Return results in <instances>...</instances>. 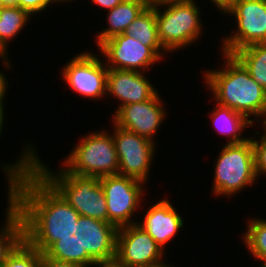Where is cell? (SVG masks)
I'll return each instance as SVG.
<instances>
[{"label": "cell", "instance_id": "6da1fadb", "mask_svg": "<svg viewBox=\"0 0 266 267\" xmlns=\"http://www.w3.org/2000/svg\"><path fill=\"white\" fill-rule=\"evenodd\" d=\"M27 143L16 162H4L0 169L9 201L21 214L24 239L44 253L77 224L80 214L33 168L37 149Z\"/></svg>", "mask_w": 266, "mask_h": 267}, {"label": "cell", "instance_id": "7a4b0ae2", "mask_svg": "<svg viewBox=\"0 0 266 267\" xmlns=\"http://www.w3.org/2000/svg\"><path fill=\"white\" fill-rule=\"evenodd\" d=\"M220 54L225 60L222 68L202 72L214 103L243 114L253 124H260L259 120L266 117V91L233 55Z\"/></svg>", "mask_w": 266, "mask_h": 267}, {"label": "cell", "instance_id": "3957f363", "mask_svg": "<svg viewBox=\"0 0 266 267\" xmlns=\"http://www.w3.org/2000/svg\"><path fill=\"white\" fill-rule=\"evenodd\" d=\"M80 215L108 222L106 198L99 177L57 171L40 159L38 152L33 167Z\"/></svg>", "mask_w": 266, "mask_h": 267}, {"label": "cell", "instance_id": "277c9868", "mask_svg": "<svg viewBox=\"0 0 266 267\" xmlns=\"http://www.w3.org/2000/svg\"><path fill=\"white\" fill-rule=\"evenodd\" d=\"M197 4L196 0H174L153 5L158 38L168 54L190 47L204 35L205 25Z\"/></svg>", "mask_w": 266, "mask_h": 267}, {"label": "cell", "instance_id": "5b68a950", "mask_svg": "<svg viewBox=\"0 0 266 267\" xmlns=\"http://www.w3.org/2000/svg\"><path fill=\"white\" fill-rule=\"evenodd\" d=\"M213 161L214 177L211 193L214 197L233 198L237 193L257 184L254 148L251 138L240 144L223 145Z\"/></svg>", "mask_w": 266, "mask_h": 267}, {"label": "cell", "instance_id": "8992f818", "mask_svg": "<svg viewBox=\"0 0 266 267\" xmlns=\"http://www.w3.org/2000/svg\"><path fill=\"white\" fill-rule=\"evenodd\" d=\"M108 131H89L83 135L61 162L62 168L68 173L99 178L118 174L119 158L114 138Z\"/></svg>", "mask_w": 266, "mask_h": 267}, {"label": "cell", "instance_id": "52a82bcc", "mask_svg": "<svg viewBox=\"0 0 266 267\" xmlns=\"http://www.w3.org/2000/svg\"><path fill=\"white\" fill-rule=\"evenodd\" d=\"M222 15L233 16L237 28L221 38L220 52L232 55L245 46L266 42V0H235Z\"/></svg>", "mask_w": 266, "mask_h": 267}, {"label": "cell", "instance_id": "ba28073f", "mask_svg": "<svg viewBox=\"0 0 266 267\" xmlns=\"http://www.w3.org/2000/svg\"><path fill=\"white\" fill-rule=\"evenodd\" d=\"M99 180L106 198L108 223L117 228L137 223L133 217L143 206L146 184L120 174L103 176Z\"/></svg>", "mask_w": 266, "mask_h": 267}, {"label": "cell", "instance_id": "9c48e42d", "mask_svg": "<svg viewBox=\"0 0 266 267\" xmlns=\"http://www.w3.org/2000/svg\"><path fill=\"white\" fill-rule=\"evenodd\" d=\"M93 50L76 54L64 64L61 70L62 80L69 89L89 100H99L106 97L108 68L100 54Z\"/></svg>", "mask_w": 266, "mask_h": 267}, {"label": "cell", "instance_id": "30bf717a", "mask_svg": "<svg viewBox=\"0 0 266 267\" xmlns=\"http://www.w3.org/2000/svg\"><path fill=\"white\" fill-rule=\"evenodd\" d=\"M111 123L113 124L111 133L113 131L112 136L119 158L118 174L135 178L147 184L156 148L158 149L157 142H152Z\"/></svg>", "mask_w": 266, "mask_h": 267}, {"label": "cell", "instance_id": "8fae6325", "mask_svg": "<svg viewBox=\"0 0 266 267\" xmlns=\"http://www.w3.org/2000/svg\"><path fill=\"white\" fill-rule=\"evenodd\" d=\"M98 50L108 69L146 73L153 65L162 61L151 47L143 45L126 33L105 40Z\"/></svg>", "mask_w": 266, "mask_h": 267}, {"label": "cell", "instance_id": "7c38bea8", "mask_svg": "<svg viewBox=\"0 0 266 267\" xmlns=\"http://www.w3.org/2000/svg\"><path fill=\"white\" fill-rule=\"evenodd\" d=\"M165 251L137 223L118 228L115 260L126 267H144L162 260Z\"/></svg>", "mask_w": 266, "mask_h": 267}, {"label": "cell", "instance_id": "4fadbf2b", "mask_svg": "<svg viewBox=\"0 0 266 267\" xmlns=\"http://www.w3.org/2000/svg\"><path fill=\"white\" fill-rule=\"evenodd\" d=\"M164 101L158 91L150 100L121 106L112 114V122L120 128L156 142L154 136L167 116Z\"/></svg>", "mask_w": 266, "mask_h": 267}, {"label": "cell", "instance_id": "5bb4252c", "mask_svg": "<svg viewBox=\"0 0 266 267\" xmlns=\"http://www.w3.org/2000/svg\"><path fill=\"white\" fill-rule=\"evenodd\" d=\"M147 75V72L108 69L106 96L119 101L113 114L121 106L145 102L158 92Z\"/></svg>", "mask_w": 266, "mask_h": 267}, {"label": "cell", "instance_id": "9a60e30c", "mask_svg": "<svg viewBox=\"0 0 266 267\" xmlns=\"http://www.w3.org/2000/svg\"><path fill=\"white\" fill-rule=\"evenodd\" d=\"M142 219L137 224L165 251L166 247L179 231L184 228V218L168 198L155 201L145 207ZM176 235V236H175ZM169 242V243H168Z\"/></svg>", "mask_w": 266, "mask_h": 267}, {"label": "cell", "instance_id": "2e32d148", "mask_svg": "<svg viewBox=\"0 0 266 267\" xmlns=\"http://www.w3.org/2000/svg\"><path fill=\"white\" fill-rule=\"evenodd\" d=\"M117 231L112 223L82 216L83 249L95 262L115 260Z\"/></svg>", "mask_w": 266, "mask_h": 267}, {"label": "cell", "instance_id": "e0dca14e", "mask_svg": "<svg viewBox=\"0 0 266 267\" xmlns=\"http://www.w3.org/2000/svg\"><path fill=\"white\" fill-rule=\"evenodd\" d=\"M44 254L49 258L75 263L82 267H91L96 263L83 249L82 215L79 216L77 224L61 236L60 240L54 242Z\"/></svg>", "mask_w": 266, "mask_h": 267}, {"label": "cell", "instance_id": "ac0fdd59", "mask_svg": "<svg viewBox=\"0 0 266 267\" xmlns=\"http://www.w3.org/2000/svg\"><path fill=\"white\" fill-rule=\"evenodd\" d=\"M216 105V106H215ZM214 105L210 113L209 119L212 122L215 132L226 137V144H240L249 139L243 136L246 128L253 129V123L250 122L243 114L232 110L231 108L222 106L218 103Z\"/></svg>", "mask_w": 266, "mask_h": 267}, {"label": "cell", "instance_id": "d6986e66", "mask_svg": "<svg viewBox=\"0 0 266 267\" xmlns=\"http://www.w3.org/2000/svg\"><path fill=\"white\" fill-rule=\"evenodd\" d=\"M148 5L143 0H124L107 12V25L95 34V43L99 47L105 40L123 34L130 23L138 17Z\"/></svg>", "mask_w": 266, "mask_h": 267}, {"label": "cell", "instance_id": "ffe728a7", "mask_svg": "<svg viewBox=\"0 0 266 267\" xmlns=\"http://www.w3.org/2000/svg\"><path fill=\"white\" fill-rule=\"evenodd\" d=\"M33 18L20 7L3 6L0 9V59L4 69H11L8 46ZM24 27V28H23Z\"/></svg>", "mask_w": 266, "mask_h": 267}, {"label": "cell", "instance_id": "44dd1931", "mask_svg": "<svg viewBox=\"0 0 266 267\" xmlns=\"http://www.w3.org/2000/svg\"><path fill=\"white\" fill-rule=\"evenodd\" d=\"M4 210V225L0 227V267L15 248L24 240V224L18 209L9 201ZM6 221V222H5Z\"/></svg>", "mask_w": 266, "mask_h": 267}, {"label": "cell", "instance_id": "7402d4cb", "mask_svg": "<svg viewBox=\"0 0 266 267\" xmlns=\"http://www.w3.org/2000/svg\"><path fill=\"white\" fill-rule=\"evenodd\" d=\"M139 40L143 45L151 47L162 59L168 53L162 47L157 30L156 9L148 6L134 19L124 32Z\"/></svg>", "mask_w": 266, "mask_h": 267}, {"label": "cell", "instance_id": "603a6c76", "mask_svg": "<svg viewBox=\"0 0 266 267\" xmlns=\"http://www.w3.org/2000/svg\"><path fill=\"white\" fill-rule=\"evenodd\" d=\"M232 55L266 91V42L245 46Z\"/></svg>", "mask_w": 266, "mask_h": 267}, {"label": "cell", "instance_id": "cb8c5ba5", "mask_svg": "<svg viewBox=\"0 0 266 267\" xmlns=\"http://www.w3.org/2000/svg\"><path fill=\"white\" fill-rule=\"evenodd\" d=\"M247 229L242 231V242H244L249 255L253 259H266V219L252 217L247 219Z\"/></svg>", "mask_w": 266, "mask_h": 267}, {"label": "cell", "instance_id": "d4e9b609", "mask_svg": "<svg viewBox=\"0 0 266 267\" xmlns=\"http://www.w3.org/2000/svg\"><path fill=\"white\" fill-rule=\"evenodd\" d=\"M39 264L40 252L24 239L1 267H39Z\"/></svg>", "mask_w": 266, "mask_h": 267}, {"label": "cell", "instance_id": "484cf974", "mask_svg": "<svg viewBox=\"0 0 266 267\" xmlns=\"http://www.w3.org/2000/svg\"><path fill=\"white\" fill-rule=\"evenodd\" d=\"M255 136H249L252 140L253 148H254V157H255V171L257 178L261 176L266 177V134L263 132L260 136L256 131ZM259 138V139H258Z\"/></svg>", "mask_w": 266, "mask_h": 267}, {"label": "cell", "instance_id": "4316f807", "mask_svg": "<svg viewBox=\"0 0 266 267\" xmlns=\"http://www.w3.org/2000/svg\"><path fill=\"white\" fill-rule=\"evenodd\" d=\"M58 0H18V7L27 11L31 16H38L37 13L45 12L53 4H58Z\"/></svg>", "mask_w": 266, "mask_h": 267}, {"label": "cell", "instance_id": "83f0119b", "mask_svg": "<svg viewBox=\"0 0 266 267\" xmlns=\"http://www.w3.org/2000/svg\"><path fill=\"white\" fill-rule=\"evenodd\" d=\"M39 267H82V266L75 263L59 261L53 258H49L44 253H40Z\"/></svg>", "mask_w": 266, "mask_h": 267}, {"label": "cell", "instance_id": "f1b7e54d", "mask_svg": "<svg viewBox=\"0 0 266 267\" xmlns=\"http://www.w3.org/2000/svg\"><path fill=\"white\" fill-rule=\"evenodd\" d=\"M3 70L1 69L0 70V106H5V99H6V95L7 94V91H8V81H7V77H6V74L4 73V71L2 72ZM4 73V74H3Z\"/></svg>", "mask_w": 266, "mask_h": 267}, {"label": "cell", "instance_id": "f546056e", "mask_svg": "<svg viewBox=\"0 0 266 267\" xmlns=\"http://www.w3.org/2000/svg\"><path fill=\"white\" fill-rule=\"evenodd\" d=\"M124 0H91L94 5L100 6L101 9H105V11H108L110 9H113L115 6L119 5Z\"/></svg>", "mask_w": 266, "mask_h": 267}, {"label": "cell", "instance_id": "4dcf8cb0", "mask_svg": "<svg viewBox=\"0 0 266 267\" xmlns=\"http://www.w3.org/2000/svg\"><path fill=\"white\" fill-rule=\"evenodd\" d=\"M235 0H210L214 7L219 10L220 14H223Z\"/></svg>", "mask_w": 266, "mask_h": 267}, {"label": "cell", "instance_id": "1f68e13d", "mask_svg": "<svg viewBox=\"0 0 266 267\" xmlns=\"http://www.w3.org/2000/svg\"><path fill=\"white\" fill-rule=\"evenodd\" d=\"M92 267H126V266L119 264L116 260H112L106 262H96Z\"/></svg>", "mask_w": 266, "mask_h": 267}, {"label": "cell", "instance_id": "d6a6232c", "mask_svg": "<svg viewBox=\"0 0 266 267\" xmlns=\"http://www.w3.org/2000/svg\"><path fill=\"white\" fill-rule=\"evenodd\" d=\"M5 106H0V138L2 137L3 128H4V120H5Z\"/></svg>", "mask_w": 266, "mask_h": 267}, {"label": "cell", "instance_id": "836d02e7", "mask_svg": "<svg viewBox=\"0 0 266 267\" xmlns=\"http://www.w3.org/2000/svg\"><path fill=\"white\" fill-rule=\"evenodd\" d=\"M164 261H165V259L163 258V260H160V261L155 262V263H151V264L146 265L144 267H174V266H171L170 263H165Z\"/></svg>", "mask_w": 266, "mask_h": 267}, {"label": "cell", "instance_id": "e575fe53", "mask_svg": "<svg viewBox=\"0 0 266 267\" xmlns=\"http://www.w3.org/2000/svg\"><path fill=\"white\" fill-rule=\"evenodd\" d=\"M148 6H153L160 3L170 2L174 0H143Z\"/></svg>", "mask_w": 266, "mask_h": 267}, {"label": "cell", "instance_id": "d590c367", "mask_svg": "<svg viewBox=\"0 0 266 267\" xmlns=\"http://www.w3.org/2000/svg\"><path fill=\"white\" fill-rule=\"evenodd\" d=\"M3 6L18 7V0H2Z\"/></svg>", "mask_w": 266, "mask_h": 267}, {"label": "cell", "instance_id": "8d00e7d4", "mask_svg": "<svg viewBox=\"0 0 266 267\" xmlns=\"http://www.w3.org/2000/svg\"><path fill=\"white\" fill-rule=\"evenodd\" d=\"M263 126H262V129L263 131L261 132H264L266 134V117L263 119L262 122H260Z\"/></svg>", "mask_w": 266, "mask_h": 267}, {"label": "cell", "instance_id": "74e56055", "mask_svg": "<svg viewBox=\"0 0 266 267\" xmlns=\"http://www.w3.org/2000/svg\"><path fill=\"white\" fill-rule=\"evenodd\" d=\"M257 262L259 261L261 265H258L259 267H266V259H255Z\"/></svg>", "mask_w": 266, "mask_h": 267}, {"label": "cell", "instance_id": "f35d334b", "mask_svg": "<svg viewBox=\"0 0 266 267\" xmlns=\"http://www.w3.org/2000/svg\"><path fill=\"white\" fill-rule=\"evenodd\" d=\"M58 2L60 3V5H61V3H66L67 2V0H58Z\"/></svg>", "mask_w": 266, "mask_h": 267}, {"label": "cell", "instance_id": "ab89813d", "mask_svg": "<svg viewBox=\"0 0 266 267\" xmlns=\"http://www.w3.org/2000/svg\"><path fill=\"white\" fill-rule=\"evenodd\" d=\"M3 7L2 0H0V9Z\"/></svg>", "mask_w": 266, "mask_h": 267}]
</instances>
